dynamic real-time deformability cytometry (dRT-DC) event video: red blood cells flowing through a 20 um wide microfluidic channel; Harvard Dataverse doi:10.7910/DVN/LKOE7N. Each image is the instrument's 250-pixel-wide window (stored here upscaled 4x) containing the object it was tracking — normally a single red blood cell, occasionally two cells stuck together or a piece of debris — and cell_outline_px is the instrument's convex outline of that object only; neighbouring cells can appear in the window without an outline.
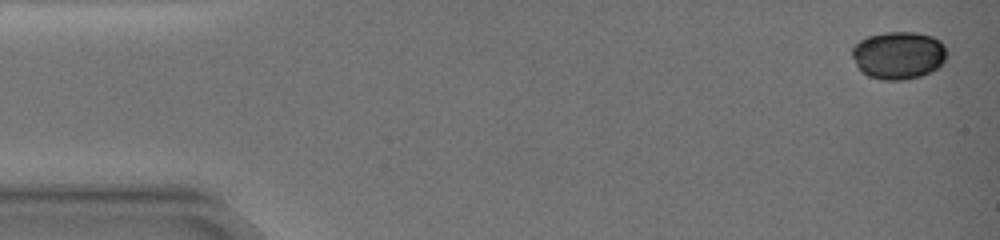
{"species": "common noctule bat (a hibernating species)", "species_latin": "Nyctalus noctula", "temperature_condition": "warm", "stored_images_in_passage": 15, "camera_frame_rate_fps": 3000, "um_per_image_px": 0.085, "animal": {"sex": "female", "body_mass_g": 19.0, "forearm_length_mm": 51.5}, "frame": {"image": 1, "passage_image": 1, "time_ms": 0.0, "image_size_px": [1000, 240], "cell_outline_px": [[948, 56], [936, 68], [920, 76], [904, 80], [880, 80], [868, 76], [860, 72], [852, 56], [852, 48], [860, 40], [868, 36], [884, 32], [916, 32], [932, 36], [940, 40], [944, 44], [948, 52]], "centroid_in_image_um": [76.37, 4.69], "position_along_channel_um": 8.6, "area_um2": 26.53}}
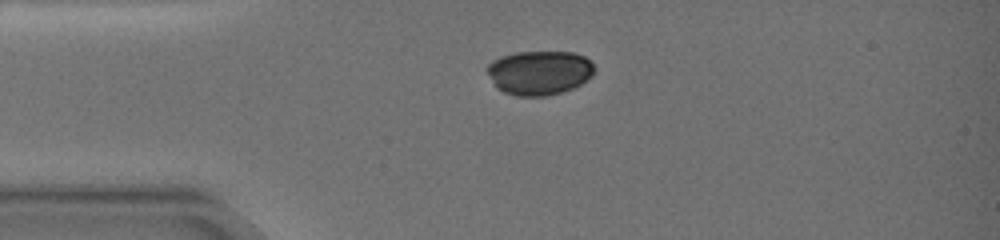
{"frame": {"image": 2, "passage_image": 8, "time_ms": 4.0, "image_size_px": [1000, 240], "cell_outline_px": [[596, 68], [592, 76], [580, 84], [572, 88], [548, 96], [516, 96], [504, 92], [496, 88], [484, 68], [492, 60], [500, 56], [516, 52], [572, 52], [584, 56]], "centroid_in_image_um": [45.8, 6.17], "position_along_channel_um": 39.2, "area_um2": 27.86}}
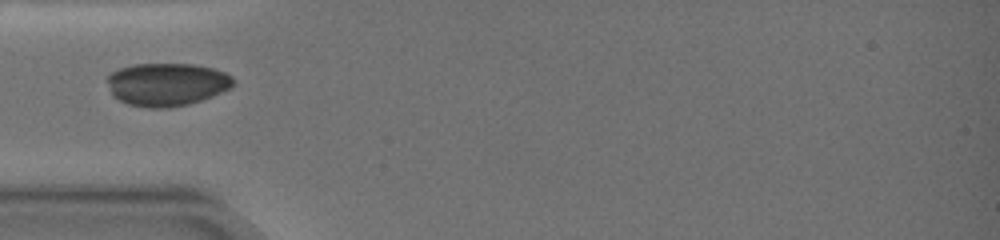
{"frame": {"image": 3, "passage_image": 11, "time_ms": 5.667, "image_size_px": [1000, 240], "cell_outline_px": [[236, 80], [232, 88], [212, 96], [188, 104], [168, 108], [148, 108], [128, 104], [112, 96], [108, 84], [108, 76], [112, 72], [120, 68], [136, 64], [192, 64], [212, 68], [224, 72], [232, 76]], "centroid_in_image_um": [14.2, 7.17], "position_along_channel_um": 70.8, "area_um2": 31.62}}